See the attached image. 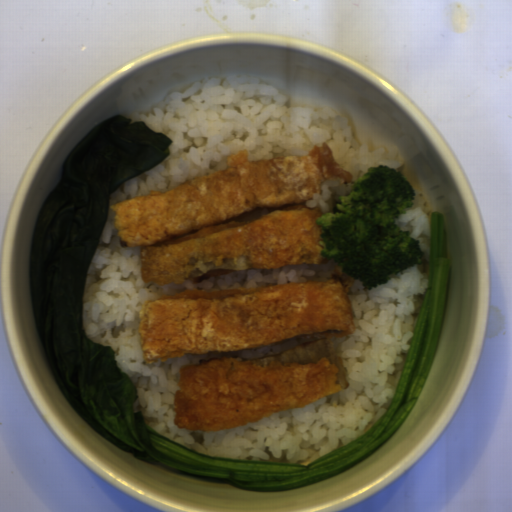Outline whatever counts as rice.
<instances>
[{"label": "rice", "instance_id": "obj_1", "mask_svg": "<svg viewBox=\"0 0 512 512\" xmlns=\"http://www.w3.org/2000/svg\"><path fill=\"white\" fill-rule=\"evenodd\" d=\"M418 239L420 264L391 273L372 289L354 280L347 291L355 331L341 344L349 386L300 408L271 414L257 422L223 431L187 430L175 425L176 376L182 365L197 364L206 354L156 359L147 365L141 349L139 313L161 294L185 289L264 287L289 282H326L336 267L326 263L288 264L274 269L237 271L200 284L158 285L141 275L138 247H121L115 216H107L84 286L82 324L87 336L115 352V361L133 381L134 413L163 437L201 454L236 460L308 465L322 455L366 434L386 412L397 391L410 341L429 288L431 214L408 207L395 220Z\"/></svg>", "mask_w": 512, "mask_h": 512}, {"label": "rice", "instance_id": "obj_2", "mask_svg": "<svg viewBox=\"0 0 512 512\" xmlns=\"http://www.w3.org/2000/svg\"><path fill=\"white\" fill-rule=\"evenodd\" d=\"M290 97L258 76L231 74L204 76L182 91H169L151 107L150 114L132 112L156 133L173 140L169 157L153 169L118 185L109 197L112 205L181 185L183 180L227 168V156L247 149L249 161L307 154L325 142L338 168L357 180L378 164L396 170L405 164L394 142L354 136L349 117L327 107L285 106ZM131 122V123H132Z\"/></svg>", "mask_w": 512, "mask_h": 512}, {"label": "rice", "instance_id": "obj_3", "mask_svg": "<svg viewBox=\"0 0 512 512\" xmlns=\"http://www.w3.org/2000/svg\"><path fill=\"white\" fill-rule=\"evenodd\" d=\"M355 183L351 180L349 183H341L337 179L325 180L321 186V194H313L311 200L304 202L306 208H320L322 214L336 212V201L338 196H347L348 190Z\"/></svg>", "mask_w": 512, "mask_h": 512}, {"label": "rice", "instance_id": "obj_4", "mask_svg": "<svg viewBox=\"0 0 512 512\" xmlns=\"http://www.w3.org/2000/svg\"><path fill=\"white\" fill-rule=\"evenodd\" d=\"M299 347V342L297 339L287 340L281 343H277L274 345L257 348L248 351H242V358H257L268 354H277L286 350H290L293 348Z\"/></svg>", "mask_w": 512, "mask_h": 512}]
</instances>
